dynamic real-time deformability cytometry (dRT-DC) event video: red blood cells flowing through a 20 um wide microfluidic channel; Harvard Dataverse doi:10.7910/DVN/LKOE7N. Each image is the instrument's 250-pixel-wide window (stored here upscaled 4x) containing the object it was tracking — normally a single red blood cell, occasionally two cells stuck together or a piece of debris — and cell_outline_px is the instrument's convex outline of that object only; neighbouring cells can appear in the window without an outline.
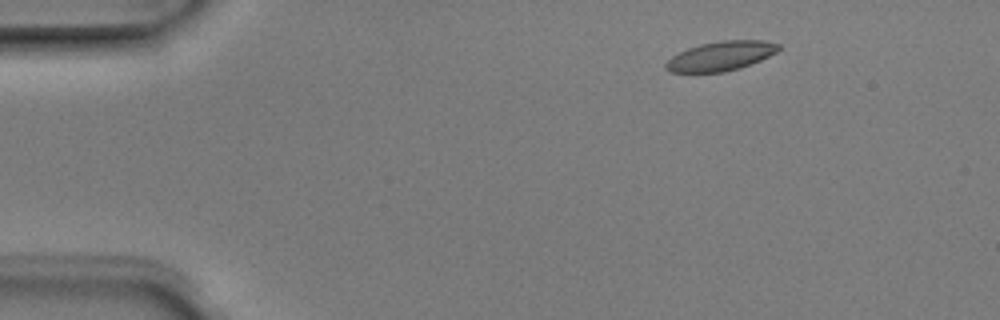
{"species": "Egyptian fruit bat (a non-hibernating species)", "species_latin": "Rousettus aegyptiacus", "temperature_condition": "room temperature", "stored_images_in_passage": 6, "camera_frame_rate_fps": 3000, "um_per_image_px": 0.085, "animal": {"sex": "male"}, "frame": {"image": 1, "passage_image": 2, "time_ms": 0.333, "image_size_px": [1000, 320], "cell_outline_px": [[780, 48], [776, 52], [760, 60], [740, 68], [724, 72], [668, 72], [664, 68], [664, 64], [672, 56], [688, 48], [700, 44], [720, 40], [764, 40], [780, 44]], "centroid_in_image_um": [61.25, 4.76], "position_along_channel_um": 23.7, "area_um2": 19.31}}
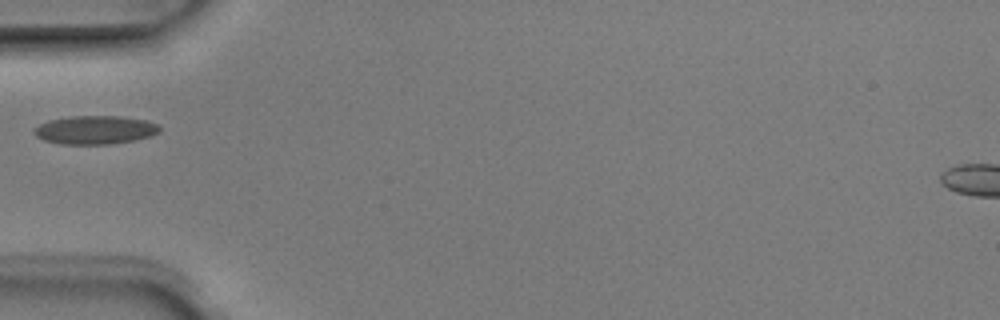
{"frame": {"image": 2, "passage_image": 5, "time_ms": 1.333, "image_size_px": [1000, 320], "cell_outline_px": [[160, 132], [152, 136], [136, 140], [108, 144], [60, 144], [44, 140], [36, 136], [32, 132], [32, 128], [48, 120], [72, 116], [120, 116], [144, 120], [156, 124], [160, 128]], "centroid_in_image_um": [8.05, 11.05], "position_along_channel_um": 76.9, "area_um2": 20.92}}
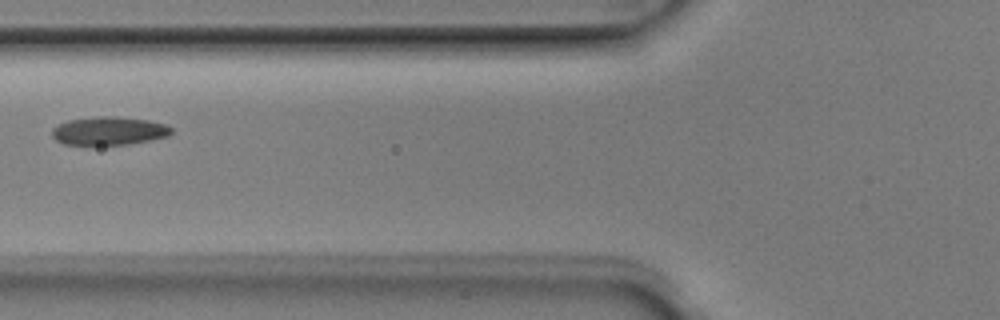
{"frame": {"image": 3, "passage_image": 6, "time_ms": 1.667, "image_size_px": [1000, 320], "cell_outline_px": [[172, 132], [168, 136], [152, 140], [128, 144], [64, 144], [56, 140], [52, 136], [52, 128], [68, 120], [100, 116], [112, 116], [148, 120], [168, 124], [172, 128]], "centroid_in_image_um": [9.3, 11.12], "position_along_channel_um": 116.5, "area_um2": 19.59}}